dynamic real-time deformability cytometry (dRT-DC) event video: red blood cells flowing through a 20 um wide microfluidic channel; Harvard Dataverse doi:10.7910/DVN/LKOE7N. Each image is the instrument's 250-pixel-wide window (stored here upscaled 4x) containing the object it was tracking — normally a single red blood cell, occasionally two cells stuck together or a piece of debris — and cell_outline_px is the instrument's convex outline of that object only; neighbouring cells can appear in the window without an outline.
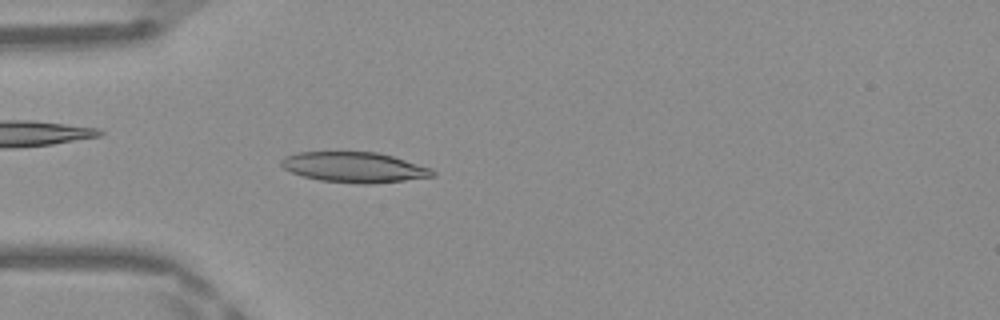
{"species": "Egyptian fruit bat (a non-hibernating species)", "species_latin": "Rousettus aegyptiacus", "temperature_condition": "warm", "stored_images_in_passage": 47, "camera_frame_rate_fps": 3000, "um_per_image_px": 0.085, "frame": {"image": 1, "passage_image": 13, "time_ms": 4.0, "image_size_px": [1000, 320], "cell_outline_px": [[436, 176], [404, 180], [368, 184], [360, 184], [320, 180], [304, 176], [292, 172], [284, 168], [280, 164], [280, 160], [284, 156], [296, 152], [376, 152], [392, 156], [432, 168], [436, 172]], "centroid_in_image_um": [30.11, 14.21], "position_along_channel_um": 54.9, "area_um2": 26.7}}
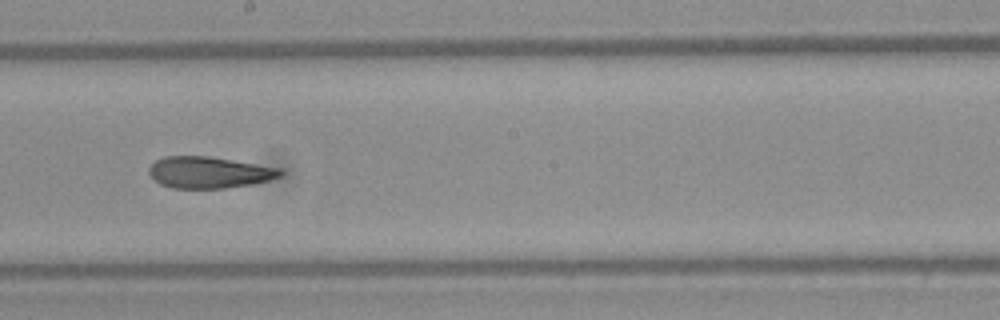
{"frame": {"image": 2, "passage_image": 26, "time_ms": 8.333, "image_size_px": [1000, 320], "cell_outline_px": [[284, 172], [280, 176], [268, 180], [252, 184], [224, 188], [172, 188], [160, 184], [148, 172], [148, 168], [156, 160], [164, 156], [208, 156], [280, 168]], "centroid_in_image_um": [17.75, 14.65], "position_along_channel_um": 230.4, "area_um2": 23.93}}
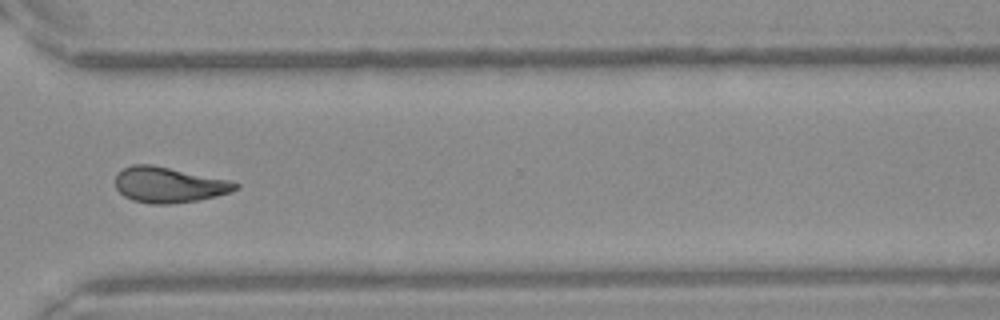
{"frame": {"image": 3, "passage_image": 35, "time_ms": 11.333, "image_size_px": [1000, 320], "cell_outline_px": [[240, 188], [232, 192], [200, 200], [172, 204], [152, 204], [132, 200], [124, 196], [116, 188], [116, 172], [132, 164], [152, 164], [232, 180], [240, 184]], "centroid_in_image_um": [14.4, 15.71], "position_along_channel_um": 356.2, "area_um2": 25.32}, "authors_computed_cell_mechanics": {"area_um2": 24.9118, "velocity_mm_per_s": 4.1932, "shape_relaxation_time_tau1_ms": null, "shape_relaxation_time_tau2_ms": 2.5204, "deformation_change_tau1": null, "deformation_change_tau2": 0.0957}}